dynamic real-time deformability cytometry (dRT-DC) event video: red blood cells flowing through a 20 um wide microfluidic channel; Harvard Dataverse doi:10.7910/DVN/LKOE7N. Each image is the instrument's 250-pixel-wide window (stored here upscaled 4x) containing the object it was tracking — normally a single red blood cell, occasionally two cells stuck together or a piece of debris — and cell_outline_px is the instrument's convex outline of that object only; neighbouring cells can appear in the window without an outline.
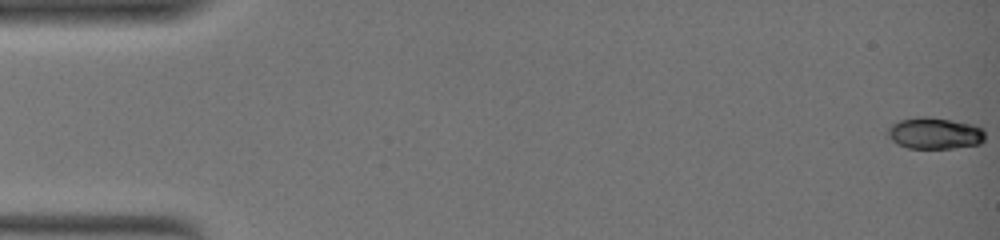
{"species": "common noctule bat (a hibernating species)", "species_latin": "Nyctalus noctula", "temperature_condition": "warm", "stored_images_in_passage": 59, "camera_frame_rate_fps": 3000, "um_per_image_px": 0.085, "animal": {"sex": "female", "body_mass_g": 19.0, "forearm_length_mm": 51.5}, "frame": {"image": 1, "passage_image": 1, "time_ms": 0.0, "image_size_px": [1000, 240], "cell_outline_px": [[984, 140], [980, 144], [952, 148], [908, 148], [892, 140], [888, 136], [888, 128], [892, 124], [900, 120], [920, 116], [924, 116], [952, 120], [972, 124], [984, 128]], "centroid_in_image_um": [79.47, 11.32], "position_along_channel_um": 5.5, "area_um2": 17.8}}
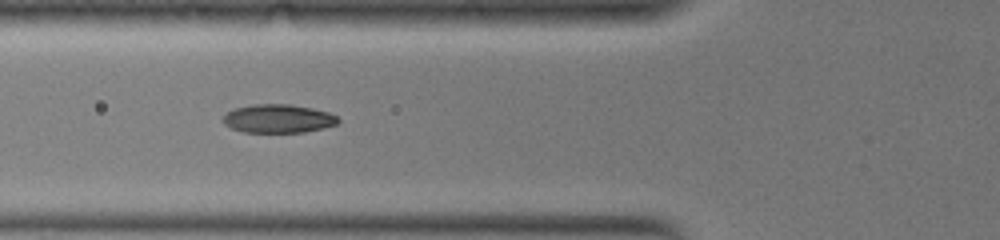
{"frame": {"image": 2, "passage_image": 26, "time_ms": 9.333, "image_size_px": [1000, 240], "cell_outline_px": [[340, 120], [336, 124], [324, 128], [304, 132], [244, 132], [232, 128], [224, 124], [220, 120], [232, 108], [252, 104], [292, 104], [312, 108], [328, 112], [336, 116]], "centroid_in_image_um": [23.62, 10.07], "position_along_channel_um": 102.2, "area_um2": 19.25}}
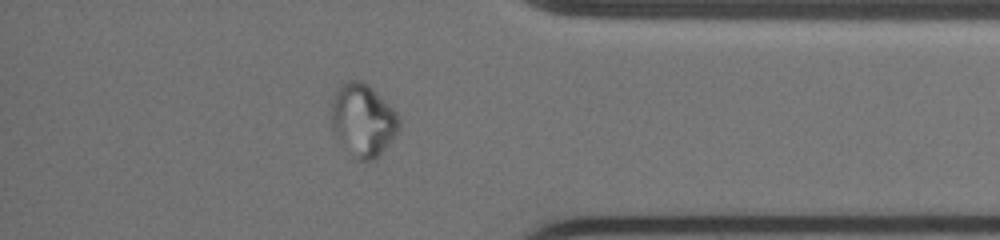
{"frame": {"image": 3, "passage_image": 51, "time_ms": 20.333, "image_size_px": [1000, 240], "cell_outline_px": [[400, 132], [380, 156], [376, 160], [360, 160], [340, 140], [332, 128], [332, 104], [336, 92], [340, 84], [344, 80], [360, 80], [368, 84], [396, 112], [400, 120]], "centroid_in_image_um": [30.9, 10.2], "position_along_channel_um": 404.3, "area_um2": 28.38}, "authors_computed_cell_mechanics": {"area_um2": 18.5538, "velocity_mm_per_s": 2.8063, "shape_relaxation_time_tau1_ms": null, "shape_relaxation_time_tau2_ms": 1.3969, "deformation_change_tau1": null, "deformation_change_tau2": 0.0282}}